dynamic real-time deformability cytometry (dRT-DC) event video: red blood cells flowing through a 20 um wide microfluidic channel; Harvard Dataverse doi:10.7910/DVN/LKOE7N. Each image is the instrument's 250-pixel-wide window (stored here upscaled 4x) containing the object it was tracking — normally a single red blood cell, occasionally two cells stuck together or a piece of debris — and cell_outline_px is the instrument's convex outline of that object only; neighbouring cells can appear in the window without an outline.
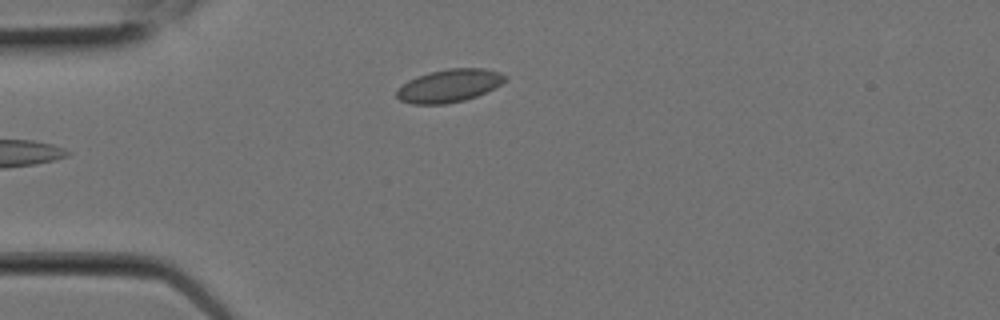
{"species": "Egyptian fruit bat (a non-hibernating species)", "species_latin": "Rousettus aegyptiacus", "temperature_condition": "room temperature", "stored_images_in_passage": 5, "camera_frame_rate_fps": 3000, "um_per_image_px": 0.085, "animal": {"sex": "female"}, "frame": {"image": 1, "passage_image": 5, "time_ms": 1.333, "image_size_px": [1000, 320], "cell_outline_px": [[508, 76], [500, 84], [476, 96], [464, 100], [444, 104], [412, 104], [400, 100], [396, 96], [396, 88], [408, 80], [416, 76], [428, 72], [448, 68], [484, 68], [500, 72]], "centroid_in_image_um": [38.13, 7.27], "position_along_channel_um": 46.9, "area_um2": 20.81}}